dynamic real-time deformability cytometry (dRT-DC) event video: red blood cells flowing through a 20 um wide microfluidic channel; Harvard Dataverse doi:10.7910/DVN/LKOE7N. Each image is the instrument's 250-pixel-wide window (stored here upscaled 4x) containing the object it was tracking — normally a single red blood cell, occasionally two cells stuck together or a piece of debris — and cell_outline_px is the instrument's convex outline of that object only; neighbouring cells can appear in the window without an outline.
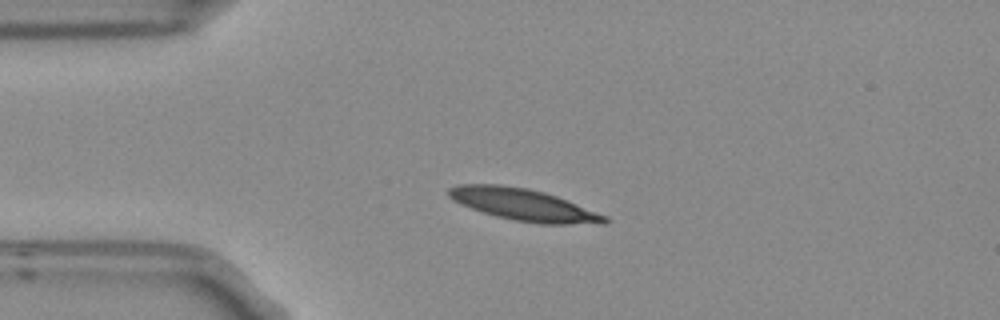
{"species": "Egyptian fruit bat (a non-hibernating species)", "species_latin": "Rousettus aegyptiacus", "temperature_condition": "room temperature", "stored_images_in_passage": 4, "camera_frame_rate_fps": 3000, "um_per_image_px": 0.085, "frame": {"image": 1, "passage_image": 3, "time_ms": 0.667, "image_size_px": [1000, 320], "cell_outline_px": [[608, 224], [540, 224], [512, 220], [496, 216], [460, 204], [452, 200], [448, 196], [448, 188], [456, 184], [500, 184], [528, 188], [544, 192], [556, 196], [608, 216]], "centroid_in_image_um": [44.5, 17.4], "position_along_channel_um": 40.5, "area_um2": 29.13}}